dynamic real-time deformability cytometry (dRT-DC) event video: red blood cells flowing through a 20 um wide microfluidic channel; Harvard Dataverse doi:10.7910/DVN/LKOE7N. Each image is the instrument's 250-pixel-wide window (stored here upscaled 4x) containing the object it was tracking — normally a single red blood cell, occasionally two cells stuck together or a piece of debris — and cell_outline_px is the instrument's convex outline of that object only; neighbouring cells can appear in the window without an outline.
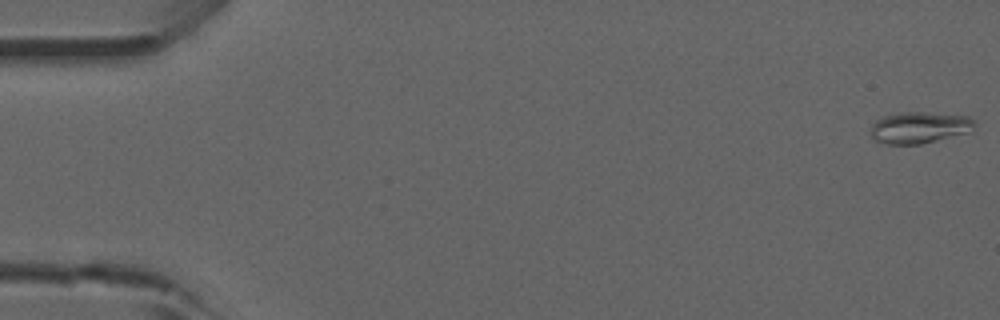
{"species": "common noctule bat (a hibernating species)", "species_latin": "Nyctalus noctula", "temperature_condition": "room temperature", "stored_images_in_passage": 17, "camera_frame_rate_fps": 3000, "um_per_image_px": 0.085, "animal": {"sex": "male", "forearm_length_mm": 52.5}, "frame": {"image": 1, "passage_image": 1, "time_ms": 0.0, "image_size_px": [1000, 320], "cell_outline_px": [[976, 124], [964, 132], [936, 140], [920, 144], [888, 144], [872, 140], [872, 124], [876, 120], [884, 116], [900, 112], [924, 112], [968, 116], [976, 120]], "centroid_in_image_um": [78.09, 10.83], "position_along_channel_um": 6.9, "area_um2": 18.73}}